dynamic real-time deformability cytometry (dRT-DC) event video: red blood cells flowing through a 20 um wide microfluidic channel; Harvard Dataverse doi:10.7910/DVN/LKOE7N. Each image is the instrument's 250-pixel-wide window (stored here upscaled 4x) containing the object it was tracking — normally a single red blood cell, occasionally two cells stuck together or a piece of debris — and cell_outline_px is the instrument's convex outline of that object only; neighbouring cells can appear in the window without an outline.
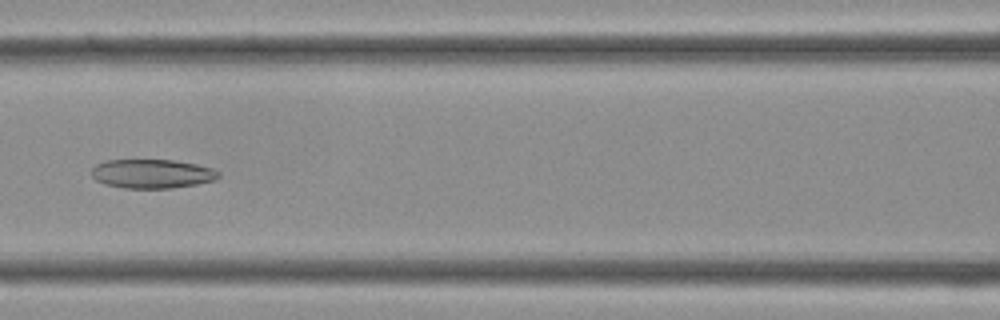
{"species": "Egyptian fruit bat (a non-hibernating species)", "species_latin": "Rousettus aegyptiacus", "temperature_condition": "cold", "stored_images_in_passage": 37, "camera_frame_rate_fps": 3000, "um_per_image_px": 0.085, "frame": {"image": 1, "passage_image": 16, "time_ms": 5.0, "image_size_px": [1000, 320], "cell_outline_px": [[220, 176], [216, 180], [196, 184], [172, 188], [124, 188], [104, 184], [96, 180], [92, 176], [92, 168], [96, 164], [104, 160], [172, 160], [196, 164], [212, 168], [220, 172]], "centroid_in_image_um": [12.92, 14.77], "position_along_channel_um": 153.7, "area_um2": 21.56}}
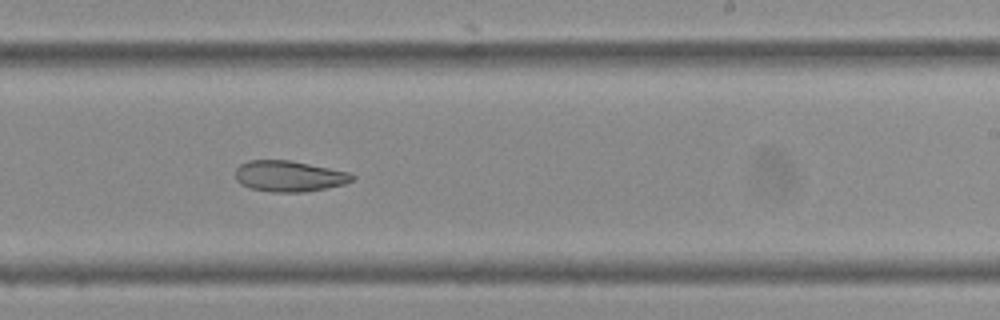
{"frame": {"image": 2, "passage_image": 22, "time_ms": 7.0, "image_size_px": [1000, 320], "cell_outline_px": [[356, 176], [352, 180], [344, 184], [304, 192], [272, 192], [252, 188], [240, 184], [236, 180], [236, 168], [240, 164], [248, 160], [288, 160], [352, 172]], "centroid_in_image_um": [24.58, 14.97], "position_along_channel_um": 264.4, "area_um2": 21.04}}
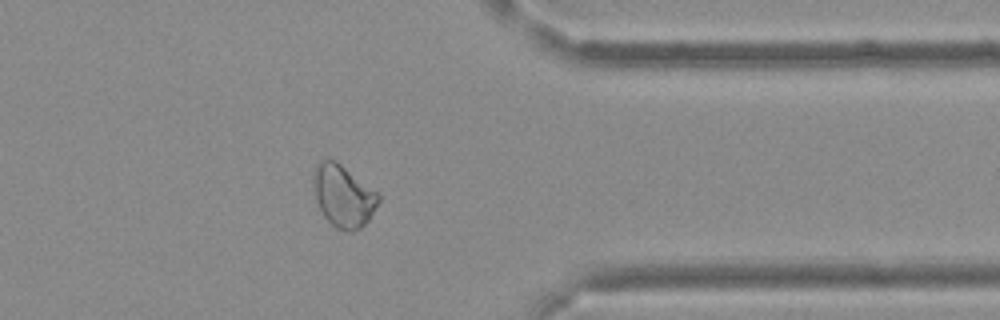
{"frame": {"image": 3, "passage_image": 29, "time_ms": 9.333, "image_size_px": [1000, 320], "cell_outline_px": [[380, 200], [368, 220], [360, 228], [352, 232], [348, 232], [336, 228], [324, 216], [316, 200], [312, 180], [312, 172], [316, 164], [320, 160], [332, 160], [340, 164], [376, 192], [380, 196]], "centroid_in_image_um": [29.14, 16.67], "position_along_channel_um": 382.3, "area_um2": 23.18}}